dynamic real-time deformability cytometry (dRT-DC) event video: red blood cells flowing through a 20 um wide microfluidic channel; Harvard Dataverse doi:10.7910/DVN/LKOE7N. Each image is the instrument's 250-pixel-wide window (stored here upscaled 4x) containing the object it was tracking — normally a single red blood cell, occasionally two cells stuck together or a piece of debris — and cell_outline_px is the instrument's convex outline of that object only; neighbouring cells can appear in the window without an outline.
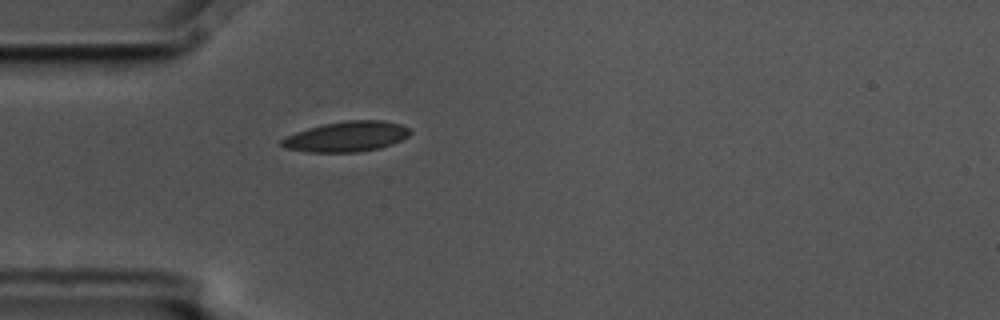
{"species": "common noctule bat (a hibernating species)", "species_latin": "Nyctalus noctula", "temperature_condition": "cold", "stored_images_in_passage": 1, "camera_frame_rate_fps": 3000, "um_per_image_px": 0.085, "animal": {"sex": "male", "body_mass_g": 17.5, "forearm_length_mm": 52.3}, "frame": {"image": 1, "passage_image": 1, "time_ms": 0.0, "image_size_px": [1000, 320], "cell_outline_px": [[412, 132], [408, 136], [392, 144], [380, 148], [356, 152], [304, 152], [284, 148], [280, 144], [280, 140], [296, 132], [308, 128], [324, 124], [344, 120], [384, 120], [400, 124], [408, 128]], "centroid_in_image_um": [29.45, 11.61], "position_along_channel_um": 55.6, "area_um2": 22.72}}